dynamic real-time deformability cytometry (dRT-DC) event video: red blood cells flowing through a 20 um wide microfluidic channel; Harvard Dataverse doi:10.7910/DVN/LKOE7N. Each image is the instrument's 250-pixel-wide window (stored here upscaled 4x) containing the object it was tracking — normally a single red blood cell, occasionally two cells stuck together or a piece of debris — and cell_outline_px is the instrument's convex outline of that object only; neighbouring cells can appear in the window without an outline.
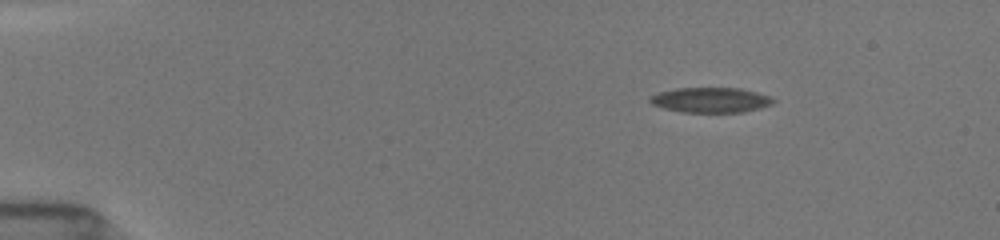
{"species": "common noctule bat (a hibernating species)", "species_latin": "Nyctalus noctula", "temperature_condition": "room temperature", "stored_images_in_passage": 53, "camera_frame_rate_fps": 3000, "um_per_image_px": 0.085, "animal": {"sex": "female", "body_mass_g": 19.5, "forearm_length_mm": 54.1}, "frame": {"image": 1, "passage_image": 8, "time_ms": 2.333, "image_size_px": [1000, 240], "cell_outline_px": [[776, 100], [772, 104], [760, 108], [744, 112], [680, 112], [664, 108], [652, 104], [648, 100], [652, 96], [660, 92], [676, 88], [740, 88], [756, 92], [768, 96]], "centroid_in_image_um": [60.42, 8.5], "position_along_channel_um": 24.6, "area_um2": 17.92}}
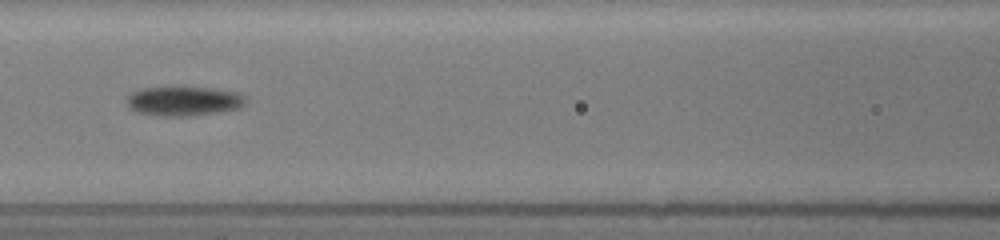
{"frame": {"image": 2, "passage_image": 25, "time_ms": 8.0, "image_size_px": [1000, 240], "cell_outline_px": [[248, 100], [240, 108], [216, 112], [188, 116], [160, 116], [136, 112], [128, 108], [128, 96], [132, 92], [140, 88], [172, 84], [184, 84], [212, 88], [236, 92], [244, 96]], "centroid_in_image_um": [15.58, 8.53], "position_along_channel_um": 151.0, "area_um2": 21.39}}
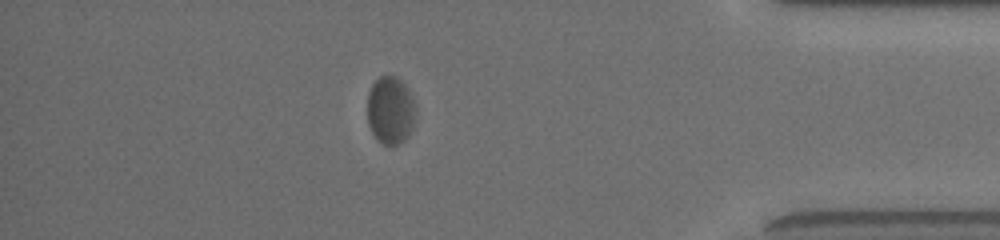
{"frame": {"image": 3, "passage_image": 47, "time_ms": 15.333, "image_size_px": [1000, 240], "cell_outline_px": [[416, 120], [408, 136], [404, 140], [396, 144], [384, 144], [376, 140], [368, 124], [368, 92], [372, 84], [380, 76], [396, 76], [408, 88], [412, 96], [416, 112]], "centroid_in_image_um": [33.2, 9.37], "position_along_channel_um": 402.0, "area_um2": 19.19}, "authors_computed_cell_mechanics": {"area_um2": 19.5942, "velocity_mm_per_s": 3.8568, "shape_relaxation_time_tau1_ms": null, "shape_relaxation_time_tau2_ms": 0.8544, "deformation_change_tau1": null, "deformation_change_tau2": 0.0237}}